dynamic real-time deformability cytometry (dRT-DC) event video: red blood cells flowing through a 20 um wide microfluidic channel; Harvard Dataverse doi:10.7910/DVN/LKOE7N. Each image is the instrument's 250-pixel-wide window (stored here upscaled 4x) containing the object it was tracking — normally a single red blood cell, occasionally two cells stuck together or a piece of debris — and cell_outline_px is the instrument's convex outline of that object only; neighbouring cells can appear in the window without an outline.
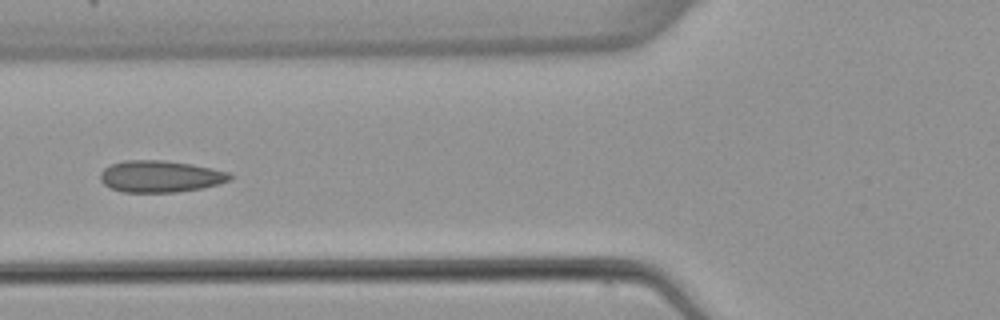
{"species": "common noctule bat (a hibernating species)", "species_latin": "Nyctalus noctula", "temperature_condition": "warm", "stored_images_in_passage": 4, "camera_frame_rate_fps": 3000, "um_per_image_px": 0.085, "animal": {"sex": "female", "body_mass_g": 22.7, "forearm_length_mm": 54.2}, "frame": {"image": 1, "passage_image": 4, "time_ms": 4.667, "image_size_px": [1000, 320], "cell_outline_px": [[236, 176], [232, 180], [220, 184], [200, 188], [176, 192], [124, 192], [112, 188], [104, 184], [100, 180], [100, 172], [104, 168], [112, 164], [124, 160], [164, 160], [192, 164], [232, 172]], "centroid_in_image_um": [13.69, 14.99], "position_along_channel_um": 112.1, "area_um2": 24.22}}